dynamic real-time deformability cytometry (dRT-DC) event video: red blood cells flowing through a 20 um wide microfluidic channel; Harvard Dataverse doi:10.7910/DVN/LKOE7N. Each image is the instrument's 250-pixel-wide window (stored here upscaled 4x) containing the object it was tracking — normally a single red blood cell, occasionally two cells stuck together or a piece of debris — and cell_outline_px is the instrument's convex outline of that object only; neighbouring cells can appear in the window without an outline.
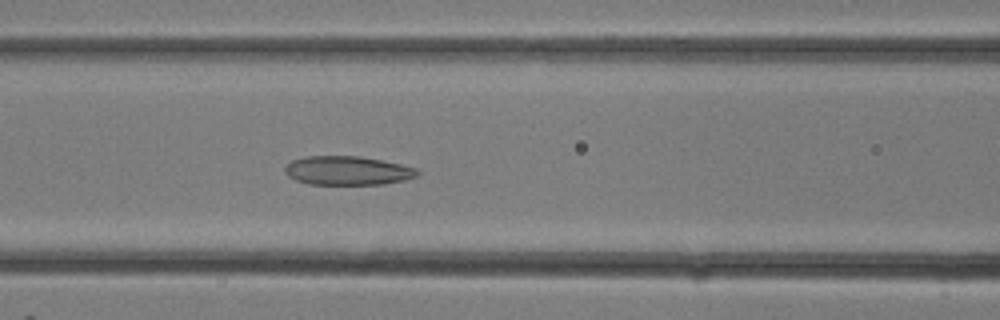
{"species": "common noctule bat (a hibernating species)", "species_latin": "Nyctalus noctula", "temperature_condition": "room temperature", "stored_images_in_passage": 11, "camera_frame_rate_fps": 3000, "um_per_image_px": 0.085, "animal": {"sex": "female"}, "frame": {"image": 1, "passage_image": 11, "time_ms": 3.333, "image_size_px": [1000, 320], "cell_outline_px": [[420, 172], [416, 176], [404, 180], [384, 184], [308, 184], [296, 180], [288, 176], [284, 172], [284, 168], [292, 160], [304, 156], [360, 156], [400, 164], [416, 168]], "centroid_in_image_um": [29.51, 14.5], "position_along_channel_um": 137.1, "area_um2": 22.25}}